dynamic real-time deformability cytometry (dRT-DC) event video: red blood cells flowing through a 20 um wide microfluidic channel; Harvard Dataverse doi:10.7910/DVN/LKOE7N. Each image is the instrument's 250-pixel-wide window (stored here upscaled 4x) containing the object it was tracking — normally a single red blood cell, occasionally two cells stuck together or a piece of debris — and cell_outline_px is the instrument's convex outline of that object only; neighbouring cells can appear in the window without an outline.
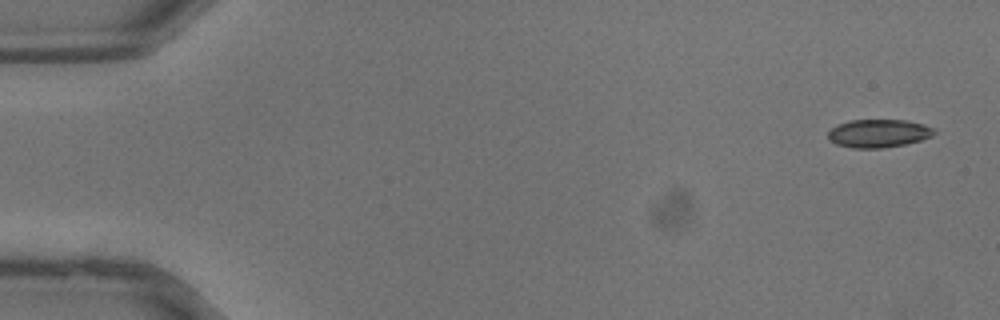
{"species": "common noctule bat (a hibernating species)", "species_latin": "Nyctalus noctula", "temperature_condition": "warm", "stored_images_in_passage": 30, "camera_frame_rate_fps": 3000, "um_per_image_px": 0.085, "animal": {"sex": "male", "body_mass_g": 13.3}, "frame": {"image": 1, "passage_image": 1, "time_ms": 0.0, "image_size_px": [1000, 320], "cell_outline_px": [[936, 132], [932, 136], [920, 140], [904, 144], [880, 148], [852, 148], [836, 144], [828, 140], [828, 132], [836, 124], [848, 120], [904, 120], [924, 124], [936, 128]], "centroid_in_image_um": [74.66, 11.33], "position_along_channel_um": 10.3, "area_um2": 17.51}}
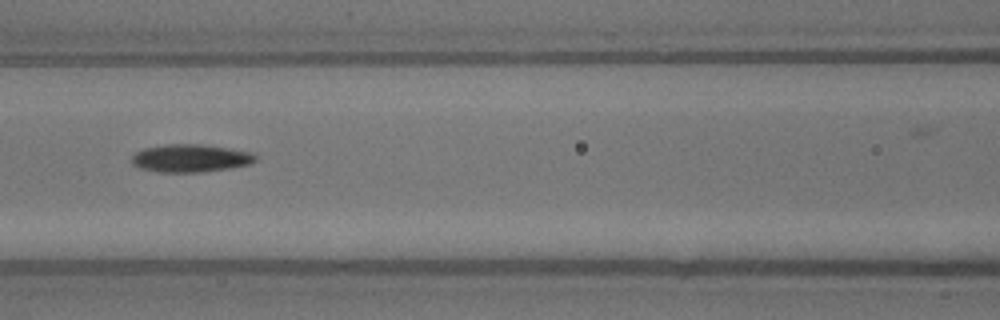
{"frame": {"image": 2, "passage_image": 16, "time_ms": 5.0, "image_size_px": [1000, 320], "cell_outline_px": [[256, 160], [248, 164], [232, 168], [204, 172], [156, 172], [140, 168], [132, 164], [132, 156], [136, 152], [144, 148], [164, 144], [200, 144], [228, 148], [252, 152], [256, 156]], "centroid_in_image_um": [16.18, 13.45], "position_along_channel_um": 150.4, "area_um2": 20.17}}
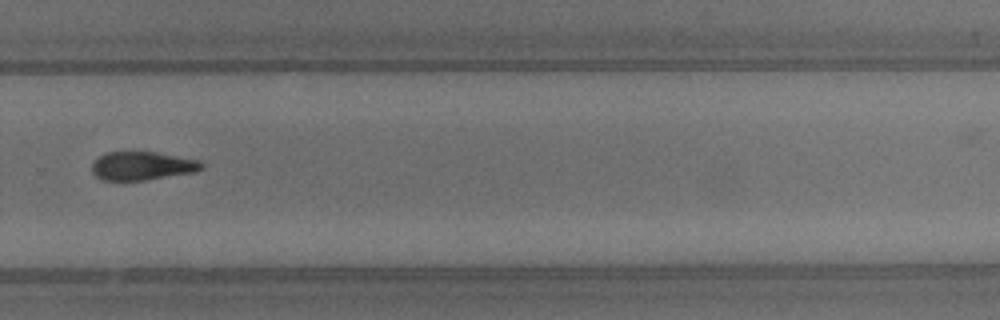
{"frame": {"image": 3, "passage_image": 25, "time_ms": 8.0, "image_size_px": [1000, 320], "cell_outline_px": [[204, 168], [196, 172], [144, 180], [104, 180], [96, 176], [92, 172], [92, 164], [100, 156], [108, 152], [156, 152], [200, 160], [204, 164]], "centroid_in_image_um": [12.14, 14.1], "position_along_channel_um": 317.7, "area_um2": 18.15}}